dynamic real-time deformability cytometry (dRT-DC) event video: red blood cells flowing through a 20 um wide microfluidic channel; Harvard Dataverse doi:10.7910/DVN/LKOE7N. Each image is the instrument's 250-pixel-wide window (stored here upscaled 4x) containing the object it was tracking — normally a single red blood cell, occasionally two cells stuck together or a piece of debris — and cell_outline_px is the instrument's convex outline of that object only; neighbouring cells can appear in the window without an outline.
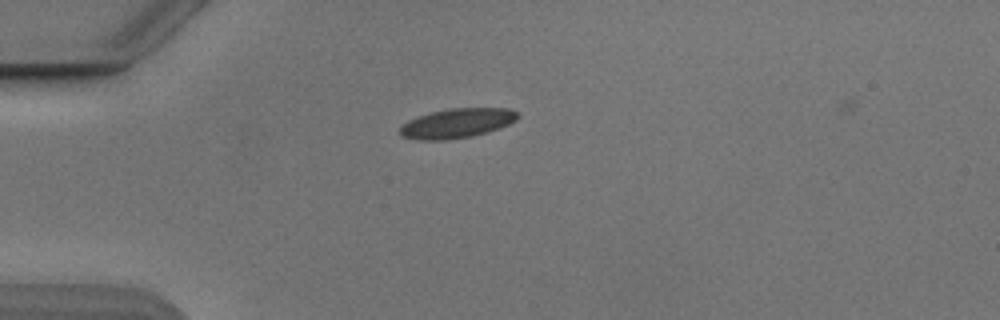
{"species": "Egyptian fruit bat (a non-hibernating species)", "species_latin": "Rousettus aegyptiacus", "temperature_condition": "cold", "stored_images_in_passage": 42, "camera_frame_rate_fps": 3000, "um_per_image_px": 0.085, "animal": {"sex": "male"}, "frame": {"image": 1, "passage_image": 3, "time_ms": 0.667, "image_size_px": [1000, 320], "cell_outline_px": [[520, 116], [516, 120], [500, 128], [488, 132], [472, 136], [444, 140], [420, 140], [400, 136], [400, 128], [408, 120], [432, 112], [452, 108], [508, 108], [516, 112]], "centroid_in_image_um": [38.86, 10.48], "position_along_channel_um": 46.1, "area_um2": 20.11}}
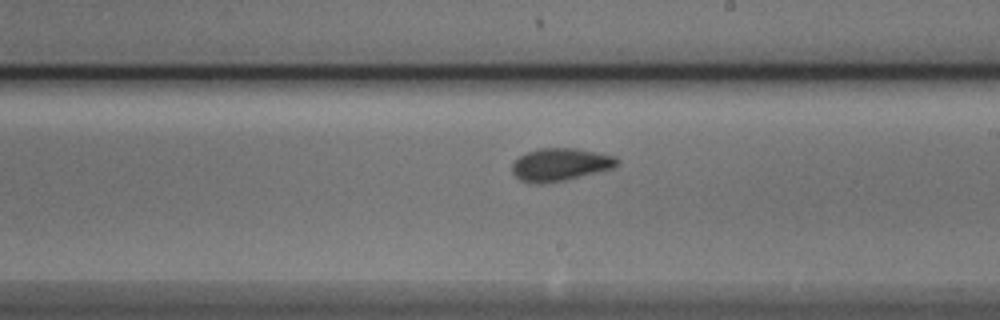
{"frame": {"image": 2, "passage_image": 20, "time_ms": 6.333, "image_size_px": [1000, 320], "cell_outline_px": [[620, 164], [612, 168], [600, 172], [564, 180], [544, 184], [532, 184], [520, 180], [512, 172], [512, 164], [520, 156], [528, 152], [540, 148], [576, 148], [616, 156], [620, 160]], "centroid_in_image_um": [47.65, 13.99], "position_along_channel_um": 241.4, "area_um2": 20.17}}
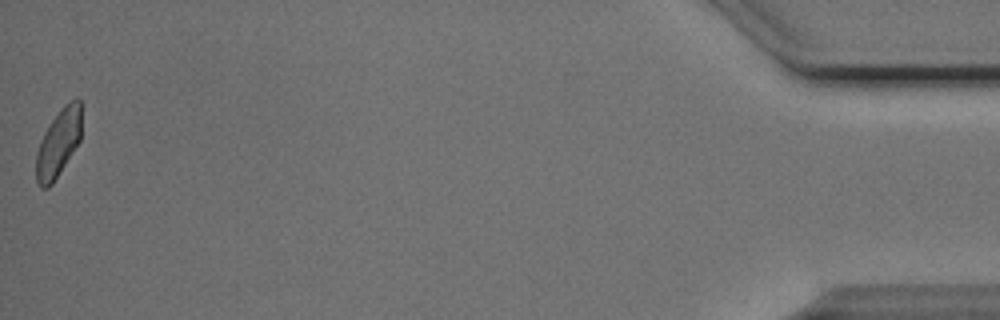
{"frame": {"image": 3, "passage_image": 42, "time_ms": 13.667, "image_size_px": [1000, 320], "cell_outline_px": [[80, 140], [52, 184], [48, 188], [40, 188], [36, 180], [36, 152], [40, 140], [44, 132], [52, 120], [64, 104], [76, 96], [80, 100]], "centroid_in_image_um": [4.94, 12.16], "position_along_channel_um": 430.3, "area_um2": 17.69}, "authors_computed_cell_mechanics": {"area_um2": 19.2185, "velocity_mm_per_s": 3.8494, "shape_relaxation_time_tau1_ms": 2.3236, "shape_relaxation_time_tau2_ms": 1.1944, "deformation_change_tau1": 0.1182, "deformation_change_tau2": 0.0668}}